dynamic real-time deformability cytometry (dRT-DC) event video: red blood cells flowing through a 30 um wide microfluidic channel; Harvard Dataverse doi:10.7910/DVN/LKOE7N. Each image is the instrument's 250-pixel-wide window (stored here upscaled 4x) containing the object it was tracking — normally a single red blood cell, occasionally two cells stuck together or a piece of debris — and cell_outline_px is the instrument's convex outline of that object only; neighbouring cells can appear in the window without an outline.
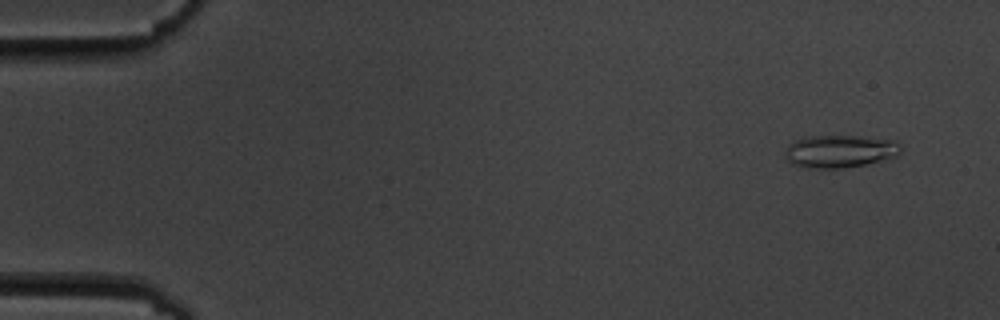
{"species": "common noctule bat (a hibernating species)", "species_latin": "Nyctalus noctula", "temperature_condition": "cold", "stored_images_in_passage": 6, "camera_frame_rate_fps": 3000, "um_per_image_px": 0.085, "animal": {"sex": "male", "body_mass_g": 19.5, "forearm_length_mm": 54.6}, "frame": {"image": 1, "passage_image": 1, "time_ms": 0.0, "image_size_px": [1000, 320], "cell_outline_px": [[900, 152], [896, 156], [864, 164], [844, 168], [808, 168], [792, 164], [788, 160], [788, 144], [796, 140], [808, 136], [860, 136], [896, 140], [900, 144]], "centroid_in_image_um": [71.42, 12.85], "position_along_channel_um": 13.6, "area_um2": 21.73}}
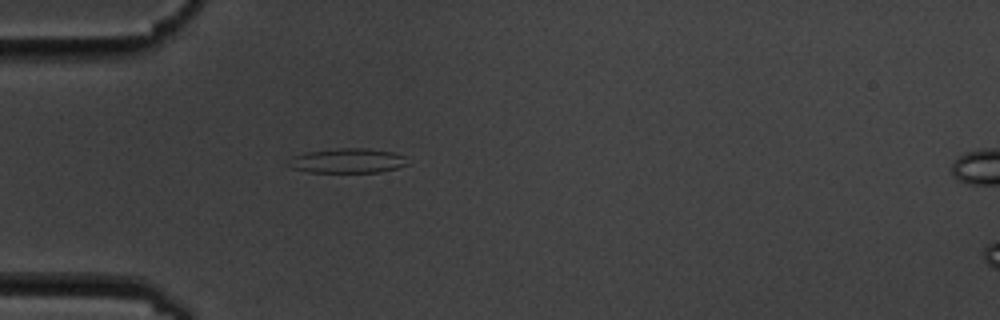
{"frame": {"image": 2, "passage_image": 5, "time_ms": 4.333, "image_size_px": [1000, 320], "cell_outline_px": [[408, 164], [396, 168], [380, 172], [308, 172], [292, 168], [284, 164], [292, 156], [304, 152], [336, 148], [368, 148], [392, 152], [404, 156]], "centroid_in_image_um": [29.46, 13.66], "position_along_channel_um": 55.5, "area_um2": 17.28}}